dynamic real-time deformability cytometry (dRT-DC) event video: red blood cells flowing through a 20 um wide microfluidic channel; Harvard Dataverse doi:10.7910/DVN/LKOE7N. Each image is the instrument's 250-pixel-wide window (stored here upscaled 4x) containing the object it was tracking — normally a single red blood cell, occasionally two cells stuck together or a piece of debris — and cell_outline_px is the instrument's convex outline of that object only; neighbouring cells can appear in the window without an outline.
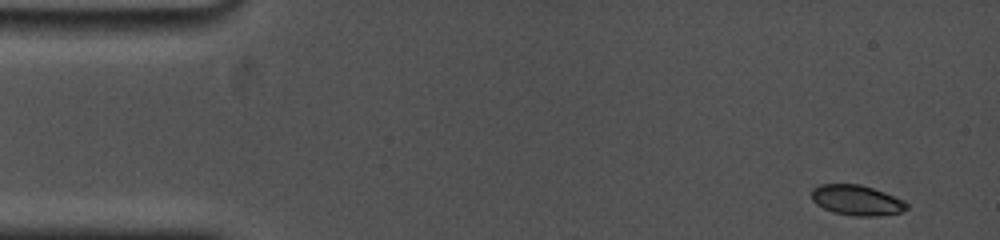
{"species": "common noctule bat (a hibernating species)", "species_latin": "Nyctalus noctula", "temperature_condition": "cold", "stored_images_in_passage": 34, "camera_frame_rate_fps": 5000, "um_per_image_px": 0.085, "animal": {"sex": "female", "body_mass_g": 19.0, "forearm_length_mm": 53.3}, "frame": {"image": 1, "passage_image": 1, "time_ms": 0.0, "image_size_px": [1000, 240], "cell_outline_px": [[908, 208], [900, 212], [880, 216], [856, 216], [832, 212], [816, 204], [812, 200], [812, 188], [820, 184], [860, 184], [884, 192], [904, 200], [908, 204]], "centroid_in_image_um": [72.82, 17.02], "position_along_channel_um": 12.2, "area_um2": 16.82}}
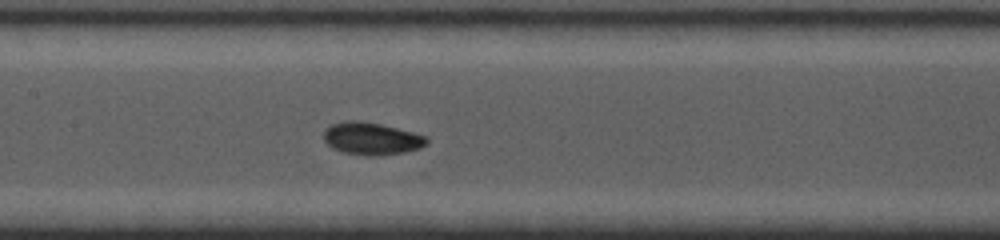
{"frame": {"image": 2, "passage_image": 17, "time_ms": 7.2, "image_size_px": [1000, 240], "cell_outline_px": [[428, 144], [420, 148], [404, 152], [380, 156], [368, 156], [344, 152], [332, 148], [324, 140], [324, 132], [328, 124], [344, 120], [360, 120], [380, 124], [428, 136]], "centroid_in_image_um": [31.57, 11.77], "position_along_channel_um": 175.8, "area_um2": 19.65}}
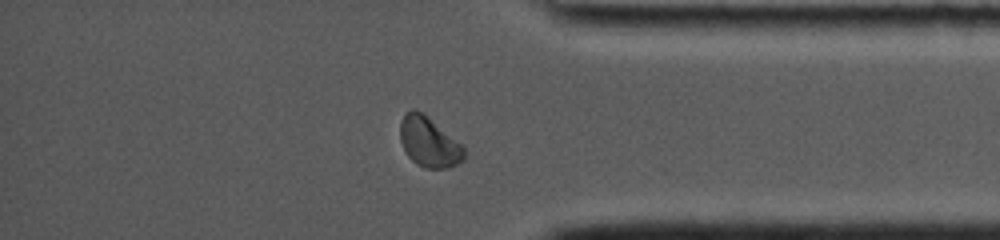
{"frame": {"image": 3, "passage_image": 29, "time_ms": 13.2, "image_size_px": [1000, 240], "cell_outline_px": [[464, 160], [448, 168], [424, 168], [416, 164], [404, 152], [400, 140], [400, 124], [404, 116], [412, 108], [424, 112], [460, 144], [464, 148]], "centroid_in_image_um": [36.43, 12.07], "position_along_channel_um": 398.8, "area_um2": 18.61}, "authors_computed_cell_mechanics": {"area_um2": 18.0914, "velocity_mm_per_s": 3.7626, "shape_relaxation_time_tau1_ms": 2.0513, "shape_relaxation_time_tau2_ms": 1.4894, "deformation_change_tau1": 0.13, "deformation_change_tau2": 0.0481}}